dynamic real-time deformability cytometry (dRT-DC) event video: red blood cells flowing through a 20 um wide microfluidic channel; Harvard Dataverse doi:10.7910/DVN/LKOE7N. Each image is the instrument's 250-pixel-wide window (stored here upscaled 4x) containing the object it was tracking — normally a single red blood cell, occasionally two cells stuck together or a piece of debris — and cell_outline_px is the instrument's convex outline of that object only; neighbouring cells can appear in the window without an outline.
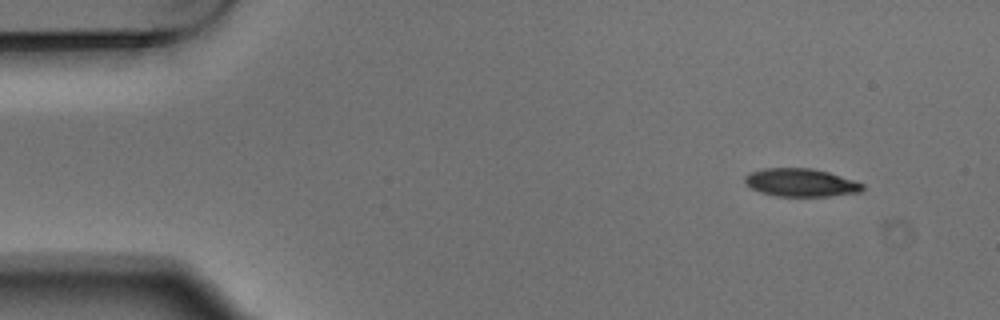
{"species": "Egyptian fruit bat (a non-hibernating species)", "species_latin": "Rousettus aegyptiacus", "temperature_condition": "warm", "stored_images_in_passage": 4, "camera_frame_rate_fps": 3000, "um_per_image_px": 0.085, "animal": {"sex": "male"}, "frame": {"image": 1, "passage_image": 1, "time_ms": 0.0, "image_size_px": [1000, 320], "cell_outline_px": [[864, 188], [860, 192], [828, 196], [776, 196], [760, 192], [752, 188], [744, 180], [744, 176], [752, 172], [764, 168], [812, 168], [828, 172], [864, 184]], "centroid_in_image_um": [68.07, 15.52], "position_along_channel_um": 16.9, "area_um2": 19.02}}
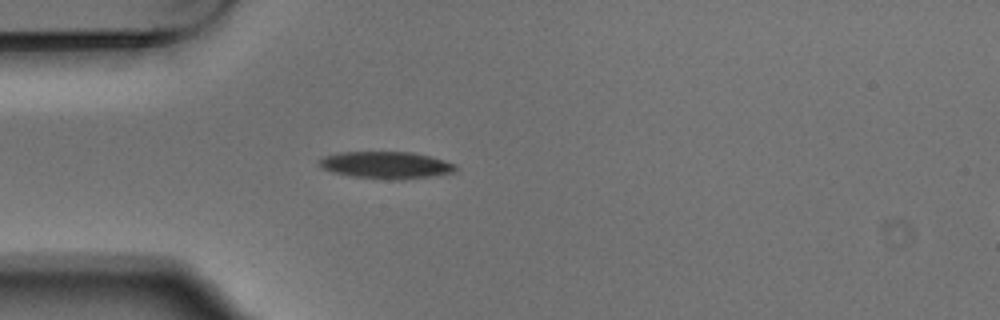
{"frame": {"image": 2, "passage_image": 4, "time_ms": 1.0, "image_size_px": [1000, 320], "cell_outline_px": [[456, 172], [428, 176], [396, 180], [352, 176], [332, 172], [320, 168], [316, 160], [320, 156], [340, 152], [412, 152], [432, 156], [456, 164]], "centroid_in_image_um": [32.75, 14.01], "position_along_channel_um": 52.2, "area_um2": 21.68}}